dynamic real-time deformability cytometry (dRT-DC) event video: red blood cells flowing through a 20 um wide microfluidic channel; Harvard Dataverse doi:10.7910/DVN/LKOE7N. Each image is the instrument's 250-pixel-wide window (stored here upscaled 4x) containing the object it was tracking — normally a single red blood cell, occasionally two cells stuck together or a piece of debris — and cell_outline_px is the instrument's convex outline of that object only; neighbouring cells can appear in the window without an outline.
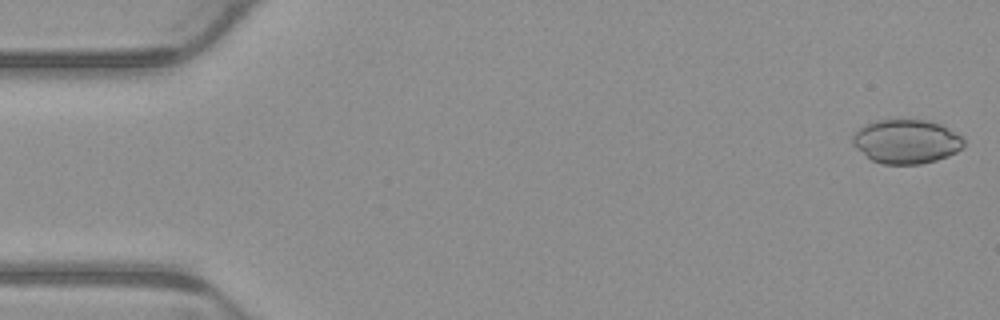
{"species": "common noctule bat (a hibernating species)", "species_latin": "Nyctalus noctula", "temperature_condition": "warm", "stored_images_in_passage": 4, "camera_frame_rate_fps": 3000, "um_per_image_px": 0.085, "animal": {"sex": "male", "body_mass_g": 23.1, "forearm_length_mm": 52.7}, "frame": {"image": 1, "passage_image": 1, "time_ms": 0.0, "image_size_px": [1000, 320], "cell_outline_px": [[964, 148], [948, 156], [936, 160], [920, 164], [884, 164], [872, 160], [856, 148], [852, 144], [852, 136], [864, 124], [876, 120], [924, 120], [940, 124], [964, 136]], "centroid_in_image_um": [77.06, 12.03], "position_along_channel_um": 7.9, "area_um2": 28.61}}